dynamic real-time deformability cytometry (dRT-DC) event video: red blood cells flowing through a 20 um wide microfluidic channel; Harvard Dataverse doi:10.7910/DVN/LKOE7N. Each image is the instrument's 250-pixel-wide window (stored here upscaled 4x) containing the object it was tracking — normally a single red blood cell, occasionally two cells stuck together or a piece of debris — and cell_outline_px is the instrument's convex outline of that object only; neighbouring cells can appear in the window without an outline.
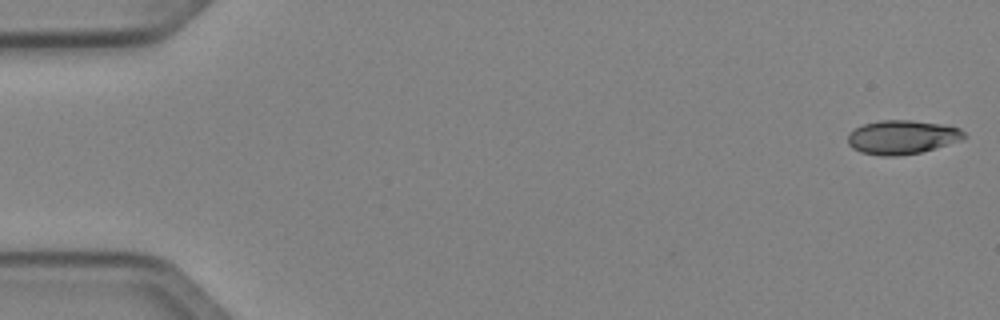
{"species": "Egyptian fruit bat (a non-hibernating species)", "species_latin": "Rousettus aegyptiacus", "temperature_condition": "cold", "stored_images_in_passage": 8, "camera_frame_rate_fps": 3000, "um_per_image_px": 0.085, "animal": {"sex": "female"}, "frame": {"image": 1, "passage_image": 1, "time_ms": 0.0, "image_size_px": [1000, 320], "cell_outline_px": [[968, 136], [964, 140], [920, 152], [896, 156], [880, 156], [860, 152], [852, 148], [848, 144], [848, 132], [864, 124], [880, 120], [912, 120], [940, 124], [960, 128]], "centroid_in_image_um": [76.69, 11.66], "position_along_channel_um": 8.3, "area_um2": 23.12}}